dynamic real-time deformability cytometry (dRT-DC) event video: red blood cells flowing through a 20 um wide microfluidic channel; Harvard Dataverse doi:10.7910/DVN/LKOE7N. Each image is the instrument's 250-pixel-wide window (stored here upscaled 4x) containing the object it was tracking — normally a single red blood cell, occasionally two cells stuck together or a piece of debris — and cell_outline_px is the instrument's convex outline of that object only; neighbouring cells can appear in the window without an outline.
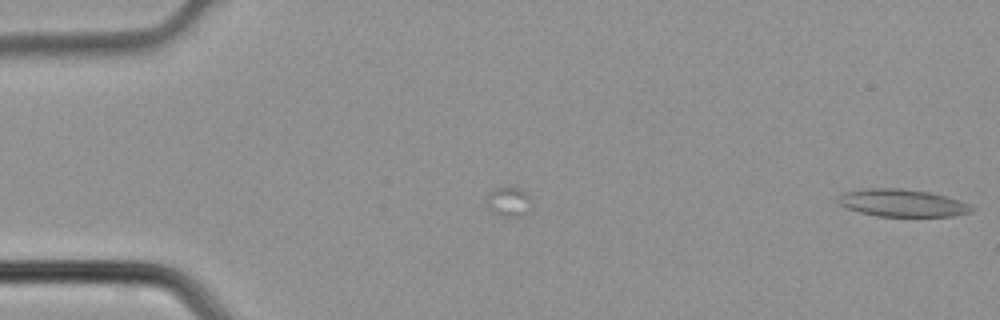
{"species": "common noctule bat (a hibernating species)", "species_latin": "Nyctalus noctula", "temperature_condition": "cold", "stored_images_in_passage": 2, "camera_frame_rate_fps": 3000, "um_per_image_px": 0.085, "animal": {"sex": "male", "body_mass_g": 21.5, "forearm_length_mm": 52.0}, "frame": {"image": 1, "passage_image": 2, "time_ms": 0.333, "image_size_px": [1000, 320], "cell_outline_px": [[976, 208], [972, 212], [952, 216], [876, 216], [860, 212], [848, 208], [840, 204], [836, 200], [844, 192], [864, 188], [900, 188], [928, 192], [960, 200]], "centroid_in_image_um": [76.7, 17.25], "position_along_channel_um": 8.3, "area_um2": 21.27}}